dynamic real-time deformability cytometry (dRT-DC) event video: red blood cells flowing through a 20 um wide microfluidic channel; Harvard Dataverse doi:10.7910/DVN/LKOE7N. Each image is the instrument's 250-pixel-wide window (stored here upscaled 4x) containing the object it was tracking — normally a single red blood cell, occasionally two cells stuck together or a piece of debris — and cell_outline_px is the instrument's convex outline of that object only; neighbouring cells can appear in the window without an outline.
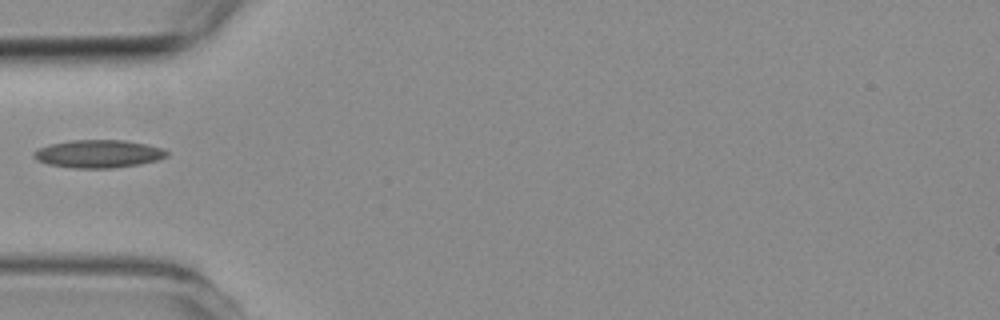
{"species": "common noctule bat (a hibernating species)", "species_latin": "Nyctalus noctula", "temperature_condition": "room temperature", "stored_images_in_passage": 2, "camera_frame_rate_fps": 3000, "um_per_image_px": 0.085, "animal": {"sex": "female", "body_mass_g": 19.3, "forearm_length_mm": 54.1}, "frame": {"image": 1, "passage_image": 2, "time_ms": 1.333, "image_size_px": [1000, 320], "cell_outline_px": [[168, 156], [156, 160], [140, 164], [112, 168], [72, 168], [48, 164], [36, 160], [32, 156], [32, 152], [40, 148], [52, 144], [72, 140], [124, 140], [148, 144], [164, 148], [168, 152]], "centroid_in_image_um": [8.38, 13.07], "position_along_channel_um": 76.6, "area_um2": 21.68}}